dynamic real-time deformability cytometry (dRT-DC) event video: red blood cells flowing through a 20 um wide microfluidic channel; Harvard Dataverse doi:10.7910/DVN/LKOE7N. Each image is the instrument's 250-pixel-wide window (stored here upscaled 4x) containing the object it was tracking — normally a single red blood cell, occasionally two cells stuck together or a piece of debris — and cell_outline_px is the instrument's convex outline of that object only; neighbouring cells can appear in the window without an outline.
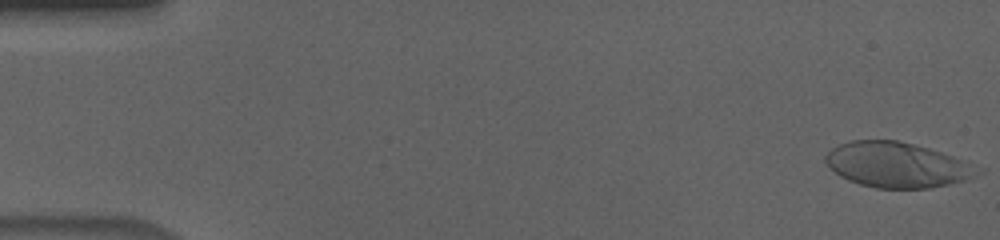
{"species": "human", "species_latin": "Homo sapiens", "temperature_condition": "cold", "stored_images_in_passage": 56, "camera_frame_rate_fps": 3000, "um_per_image_px": 0.085, "donor": {"sex": "male"}, "frame": {"image": 1, "passage_image": 1, "time_ms": 0.0, "image_size_px": [1000, 240], "cell_outline_px": [[976, 172], [964, 180], [948, 184], [928, 188], [876, 188], [860, 184], [848, 180], [840, 176], [824, 160], [824, 156], [832, 148], [840, 144], [852, 140], [896, 140], [928, 148], [952, 156], [976, 168]], "centroid_in_image_um": [76.13, 14.01], "position_along_channel_um": 8.9, "area_um2": 39.02}}
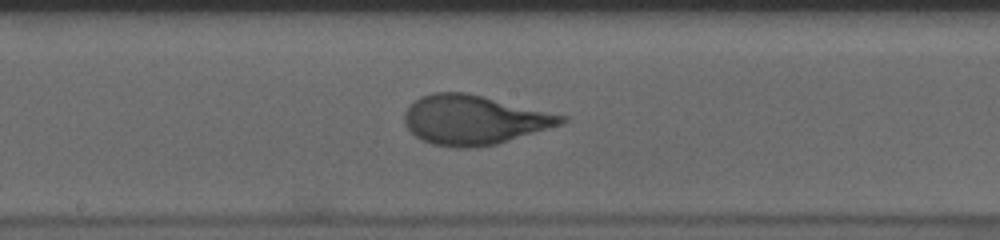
{"frame": {"image": 2, "passage_image": 30, "time_ms": 9.667, "image_size_px": [1000, 240], "cell_outline_px": [[568, 120], [560, 124], [548, 128], [496, 144], [476, 148], [456, 148], [432, 144], [420, 140], [404, 124], [404, 112], [420, 96], [432, 92], [468, 92], [568, 116]], "centroid_in_image_um": [40.26, 10.18], "position_along_channel_um": 207.9, "area_um2": 45.2}}
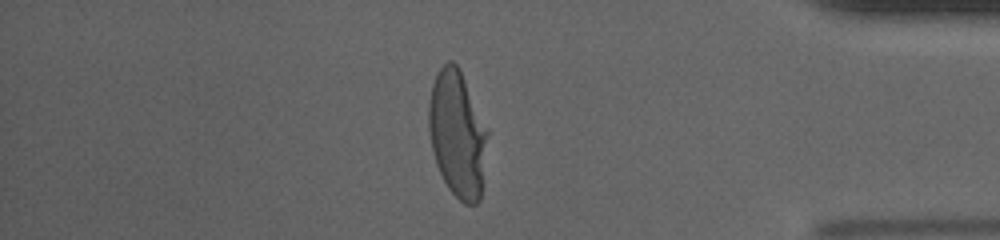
{"frame": {"image": 3, "passage_image": 48, "time_ms": 15.667, "image_size_px": [1000, 240], "cell_outline_px": [[488, 132], [480, 200], [476, 204], [464, 204], [448, 188], [436, 164], [428, 132], [428, 104], [432, 84], [440, 68], [448, 60], [452, 60], [460, 68], [488, 128]], "centroid_in_image_um": [38.87, 11.36], "position_along_channel_um": 396.3, "area_um2": 43.52}, "authors_computed_cell_mechanics": {"area_um2": 43.4078, "velocity_mm_per_s": 3.6278, "shape_relaxation_time_tau1_ms": 4.1408, "shape_relaxation_time_tau2_ms": null, "deformation_change_tau1": 0.2169, "deformation_change_tau2": null}}